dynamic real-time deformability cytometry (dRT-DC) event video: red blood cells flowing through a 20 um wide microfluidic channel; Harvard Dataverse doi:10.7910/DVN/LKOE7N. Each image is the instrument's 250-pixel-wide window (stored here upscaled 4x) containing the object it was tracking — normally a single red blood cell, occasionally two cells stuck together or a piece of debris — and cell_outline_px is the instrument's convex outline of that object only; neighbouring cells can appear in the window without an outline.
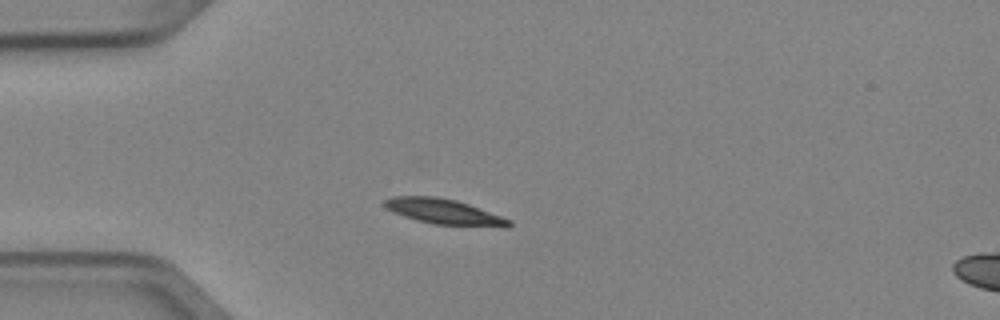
{"species": "Egyptian fruit bat (a non-hibernating species)", "species_latin": "Rousettus aegyptiacus", "temperature_condition": "cold", "stored_images_in_passage": 3, "camera_frame_rate_fps": 3000, "um_per_image_px": 0.085, "animal": {"sex": "female"}, "frame": {"image": 1, "passage_image": 2, "time_ms": 0.333, "image_size_px": [1000, 320], "cell_outline_px": [[512, 224], [508, 228], [500, 228], [432, 224], [416, 220], [404, 216], [388, 208], [384, 204], [384, 200], [392, 196], [436, 196], [456, 200], [468, 204], [512, 220]], "centroid_in_image_um": [37.82, 18.01], "position_along_channel_um": 47.2, "area_um2": 18.5}}